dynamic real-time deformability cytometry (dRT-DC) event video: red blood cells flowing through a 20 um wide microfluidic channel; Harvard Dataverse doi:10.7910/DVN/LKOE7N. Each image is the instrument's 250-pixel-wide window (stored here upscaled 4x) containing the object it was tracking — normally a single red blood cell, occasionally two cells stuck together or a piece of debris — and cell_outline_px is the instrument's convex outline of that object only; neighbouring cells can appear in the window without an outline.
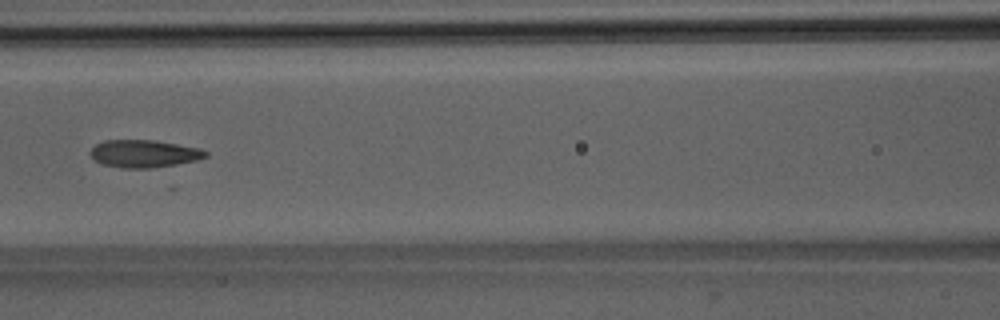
{"species": "Egyptian fruit bat (a non-hibernating species)", "species_latin": "Rousettus aegyptiacus", "temperature_condition": "room temperature", "stored_images_in_passage": 7, "camera_frame_rate_fps": 3000, "um_per_image_px": 0.085, "animal": {"sex": "male"}, "frame": {"image": 1, "passage_image": 6, "time_ms": 5.667, "image_size_px": [1000, 320], "cell_outline_px": [[208, 156], [196, 160], [176, 164], [152, 168], [120, 168], [104, 164], [96, 160], [92, 156], [92, 148], [96, 144], [104, 140], [152, 140], [200, 148], [208, 152]], "centroid_in_image_um": [12.27, 13.06], "position_along_channel_um": 154.3, "area_um2": 18.26}}